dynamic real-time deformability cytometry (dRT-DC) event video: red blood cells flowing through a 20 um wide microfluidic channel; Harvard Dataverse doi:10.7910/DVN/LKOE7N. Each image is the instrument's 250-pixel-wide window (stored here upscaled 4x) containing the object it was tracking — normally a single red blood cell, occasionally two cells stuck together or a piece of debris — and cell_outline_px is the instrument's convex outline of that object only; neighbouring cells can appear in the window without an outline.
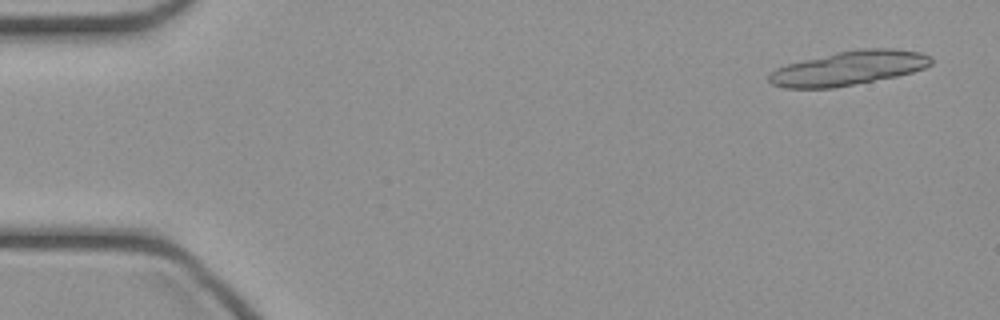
{"species": "common noctule bat (a hibernating species)", "species_latin": "Nyctalus noctula", "temperature_condition": "cold", "stored_images_in_passage": 15, "camera_frame_rate_fps": 3000, "um_per_image_px": 0.085, "animal": {"sex": "female", "body_mass_g": 21.9}, "frame": {"image": 1, "passage_image": 1, "time_ms": 0.0, "image_size_px": [1000, 320], "cell_outline_px": [[932, 64], [924, 68], [912, 72], [896, 76], [832, 88], [784, 88], [772, 84], [768, 80], [768, 76], [776, 68], [788, 64], [836, 52], [860, 48], [896, 48], [920, 52], [932, 56]], "centroid_in_image_um": [72.17, 5.78], "position_along_channel_um": 12.8, "area_um2": 32.19}}